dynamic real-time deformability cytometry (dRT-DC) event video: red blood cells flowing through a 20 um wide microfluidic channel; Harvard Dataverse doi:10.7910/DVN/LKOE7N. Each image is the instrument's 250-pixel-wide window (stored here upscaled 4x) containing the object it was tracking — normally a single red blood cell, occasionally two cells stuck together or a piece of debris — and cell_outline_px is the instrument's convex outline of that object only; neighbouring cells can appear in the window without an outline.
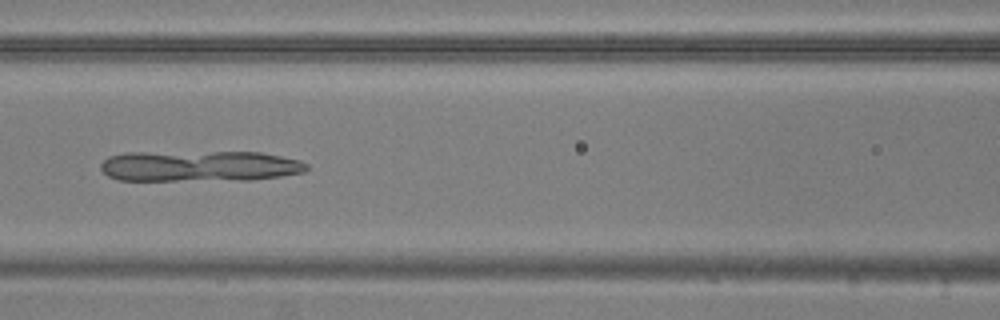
{"species": "common noctule bat (a hibernating species)", "species_latin": "Nyctalus noctula", "temperature_condition": "warm", "stored_images_in_passage": 53, "camera_frame_rate_fps": 3000, "um_per_image_px": 0.085, "animal": {"sex": "male", "body_mass_g": 20.5, "forearm_length_mm": 52.5}, "frame": {"image": 1, "passage_image": 22, "time_ms": 7.0, "image_size_px": [1000, 320], "cell_outline_px": [[308, 168], [304, 172], [280, 176], [248, 180], [116, 180], [108, 176], [100, 168], [100, 164], [108, 156], [124, 152], [260, 152], [300, 160], [308, 164]], "centroid_in_image_um": [16.93, 14.11], "position_along_channel_um": 149.7, "area_um2": 37.28}}
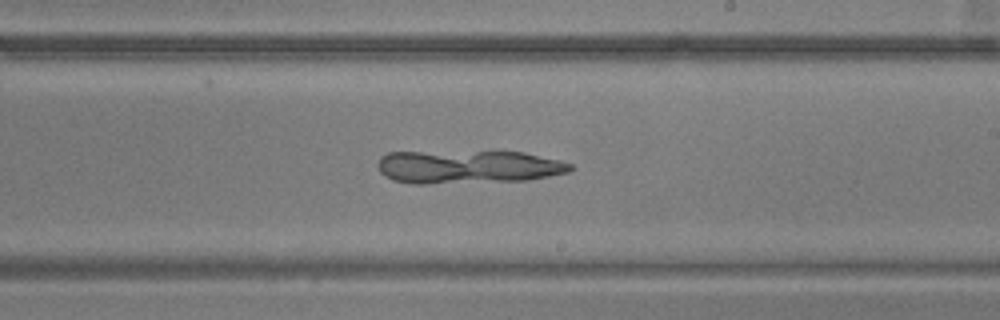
{"frame": {"image": 2, "passage_image": 30, "time_ms": 9.667, "image_size_px": [1000, 320], "cell_outline_px": [[576, 168], [568, 172], [528, 180], [424, 184], [412, 184], [392, 180], [384, 176], [380, 172], [376, 164], [380, 156], [388, 152], [492, 148], [524, 152], [560, 160], [572, 164]], "centroid_in_image_um": [39.76, 14.12], "position_along_channel_um": 249.2, "area_um2": 39.54}}
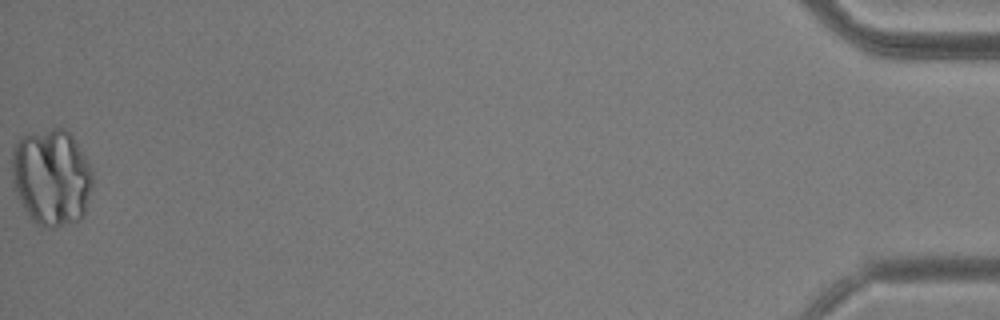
{"frame": {"image": 3, "passage_image": 53, "time_ms": 17.333, "image_size_px": [1000, 320], "cell_outline_px": [[92, 188], [84, 216], [80, 220], [52, 228], [48, 228], [36, 224], [32, 220], [20, 204], [12, 184], [12, 148], [20, 136], [52, 128], [64, 128], [72, 136], [92, 168]], "centroid_in_image_um": [4.36, 15.08], "position_along_channel_um": 430.8, "area_um2": 46.07}}